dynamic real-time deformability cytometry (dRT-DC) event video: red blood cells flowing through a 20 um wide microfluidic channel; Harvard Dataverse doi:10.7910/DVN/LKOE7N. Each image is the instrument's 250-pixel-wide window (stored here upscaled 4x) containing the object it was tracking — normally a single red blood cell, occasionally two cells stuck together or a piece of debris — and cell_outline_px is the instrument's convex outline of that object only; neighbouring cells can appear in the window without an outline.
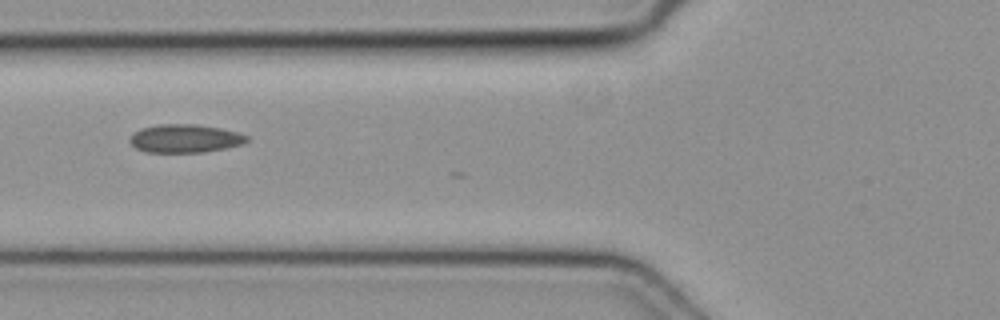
{"species": "common noctule bat (a hibernating species)", "species_latin": "Nyctalus noctula", "temperature_condition": "cold", "stored_images_in_passage": 7, "camera_frame_rate_fps": 3000, "um_per_image_px": 0.085, "animal": {"sex": "female", "body_mass_g": 19.3, "forearm_length_mm": 54.1}, "frame": {"image": 1, "passage_image": 4, "time_ms": 1.0, "image_size_px": [1000, 320], "cell_outline_px": [[248, 140], [240, 144], [224, 148], [204, 152], [144, 152], [136, 148], [128, 140], [132, 132], [140, 128], [160, 124], [196, 124], [220, 128], [236, 132], [248, 136]], "centroid_in_image_um": [15.65, 11.76], "position_along_channel_um": 110.1, "area_um2": 19.25}}